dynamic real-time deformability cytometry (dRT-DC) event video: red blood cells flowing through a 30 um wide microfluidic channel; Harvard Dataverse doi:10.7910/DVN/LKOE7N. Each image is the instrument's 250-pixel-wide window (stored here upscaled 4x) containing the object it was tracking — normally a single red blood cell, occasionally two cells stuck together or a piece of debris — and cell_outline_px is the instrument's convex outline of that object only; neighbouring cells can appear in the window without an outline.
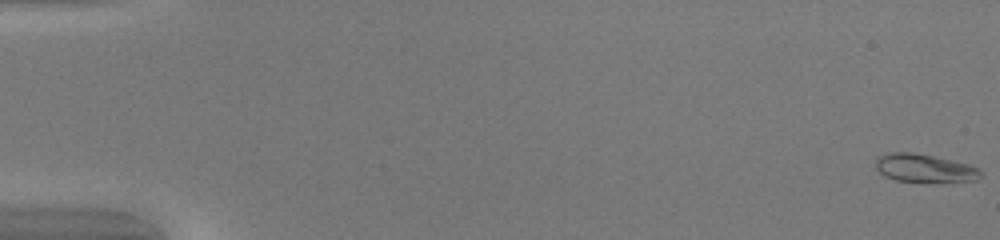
{"species": "common noctule bat (a hibernating species)", "species_latin": "Nyctalus noctula", "temperature_condition": "warm", "stored_images_in_passage": 51, "camera_frame_rate_fps": 3000, "um_per_image_px": 0.085, "animal": {"sex": "female", "body_mass_g": 20.0, "forearm_length_mm": 54.0}, "frame": {"image": 1, "passage_image": 1, "time_ms": 0.0, "image_size_px": [1000, 240], "cell_outline_px": [[980, 176], [976, 180], [896, 180], [884, 176], [876, 168], [876, 156], [888, 152], [912, 152], [952, 160], [968, 164], [980, 168]], "centroid_in_image_um": [78.52, 14.25], "position_along_channel_um": 6.5, "area_um2": 16.65}}
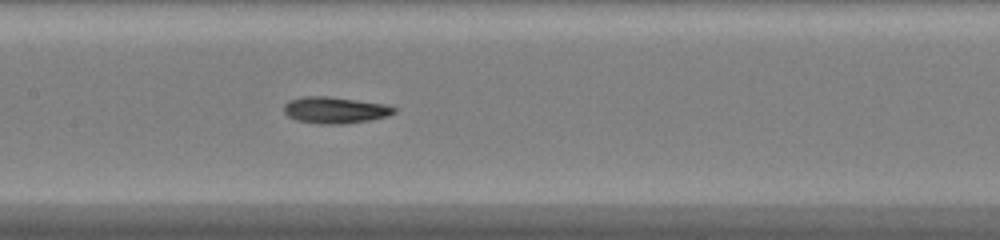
{"frame": {"image": 2, "passage_image": 26, "time_ms": 8.333, "image_size_px": [1000, 240], "cell_outline_px": [[396, 112], [388, 116], [368, 120], [340, 124], [316, 124], [296, 120], [288, 116], [284, 112], [284, 104], [288, 100], [304, 96], [328, 96], [388, 104], [396, 108]], "centroid_in_image_um": [28.47, 9.35], "position_along_channel_um": 178.9, "area_um2": 17.17}}
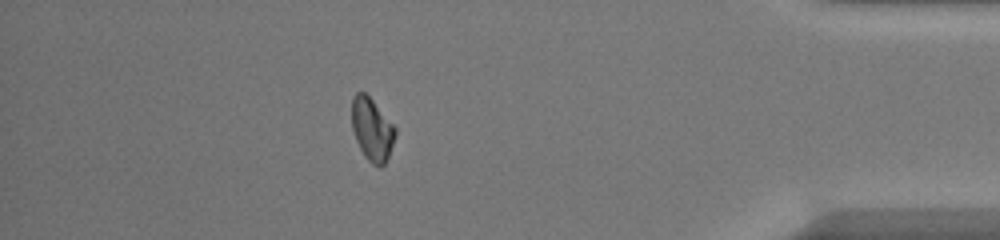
{"frame": {"image": 3, "passage_image": 45, "time_ms": 14.667, "image_size_px": [1000, 240], "cell_outline_px": [[396, 136], [388, 156], [384, 164], [380, 168], [372, 164], [364, 156], [356, 140], [352, 128], [352, 96], [356, 92], [364, 92], [372, 100], [396, 128]], "centroid_in_image_um": [31.61, 11.01], "position_along_channel_um": 403.6, "area_um2": 15.78}, "authors_computed_cell_mechanics": {"area_um2": 16.3574, "velocity_mm_per_s": 4.1738, "shape_relaxation_time_tau1_ms": 2.9095, "shape_relaxation_time_tau2_ms": 1.4807, "deformation_change_tau1": 0.1769, "deformation_change_tau2": 0.0797}}